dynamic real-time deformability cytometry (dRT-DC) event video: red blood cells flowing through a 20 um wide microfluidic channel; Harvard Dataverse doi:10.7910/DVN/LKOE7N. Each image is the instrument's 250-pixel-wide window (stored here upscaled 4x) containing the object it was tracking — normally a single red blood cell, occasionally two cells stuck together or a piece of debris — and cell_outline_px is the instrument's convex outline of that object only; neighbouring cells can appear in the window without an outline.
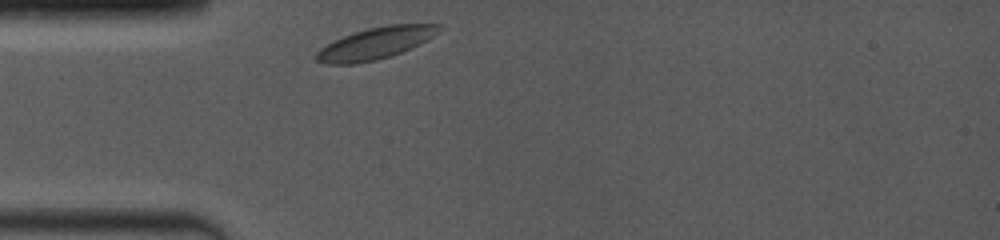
{"species": "common noctule bat (a hibernating species)", "species_latin": "Nyctalus noctula", "temperature_condition": "room temperature", "stored_images_in_passage": 19, "camera_frame_rate_fps": 4000, "um_per_image_px": 0.085, "animal": {"sex": "female", "body_mass_g": 19.0, "forearm_length_mm": 53.3}, "frame": {"image": 1, "passage_image": 1, "time_ms": 0.0, "image_size_px": [1000, 240], "cell_outline_px": [[440, 32], [400, 52], [376, 60], [356, 64], [328, 64], [316, 60], [316, 52], [320, 48], [352, 32], [368, 28], [388, 24], [440, 24]], "centroid_in_image_um": [31.88, 3.67], "position_along_channel_um": 53.1, "area_um2": 22.2}}
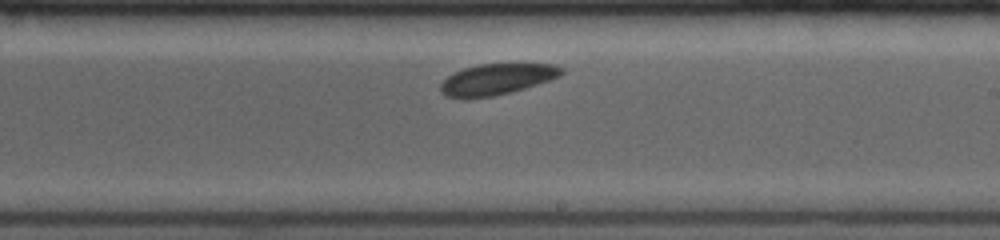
{"frame": {"image": 2, "passage_image": 11, "time_ms": 5.25, "image_size_px": [1000, 240], "cell_outline_px": [[564, 72], [560, 76], [512, 92], [492, 96], [444, 96], [440, 92], [440, 84], [448, 76], [464, 68], [480, 64], [552, 64], [564, 68]], "centroid_in_image_um": [42.25, 6.71], "position_along_channel_um": 246.7, "area_um2": 21.27}}
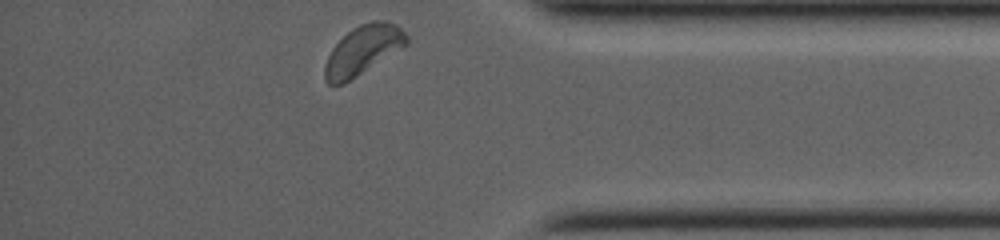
{"frame": {"image": 3, "passage_image": 19, "time_ms": 9.5, "image_size_px": [1000, 240], "cell_outline_px": [[408, 44], [344, 84], [328, 84], [324, 80], [324, 64], [332, 48], [348, 32], [360, 24], [372, 20], [388, 20], [396, 24], [408, 36]], "centroid_in_image_um": [30.85, 4.25], "position_along_channel_um": 404.4, "area_um2": 23.29}, "authors_computed_cell_mechanics": {"area_um2": 22.1952, "velocity_mm_per_s": 3.8574, "shape_relaxation_time_tau1_ms": 0.5125, "shape_relaxation_time_tau2_ms": null, "deformation_change_tau1": 0.0455, "deformation_change_tau2": null}}